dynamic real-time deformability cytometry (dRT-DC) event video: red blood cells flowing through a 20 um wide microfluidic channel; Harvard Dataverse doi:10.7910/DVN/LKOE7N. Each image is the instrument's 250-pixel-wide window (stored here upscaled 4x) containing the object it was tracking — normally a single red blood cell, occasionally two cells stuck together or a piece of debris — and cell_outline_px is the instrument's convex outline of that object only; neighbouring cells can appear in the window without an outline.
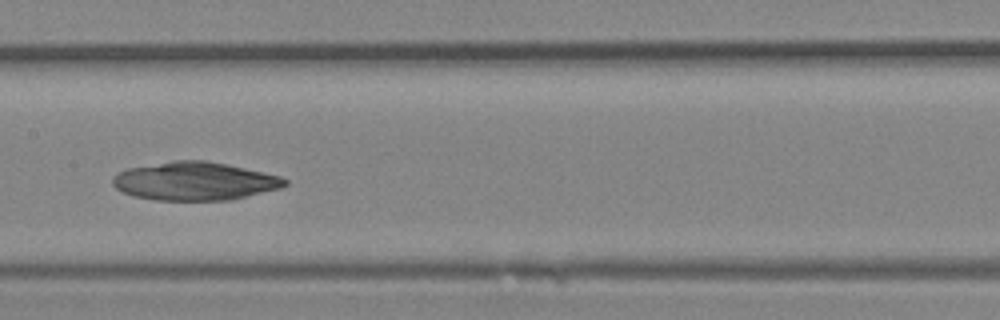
{"species": "Egyptian fruit bat (a non-hibernating species)", "species_latin": "Rousettus aegyptiacus", "temperature_condition": "room temperature", "stored_images_in_passage": 28, "camera_frame_rate_fps": 3000, "um_per_image_px": 0.085, "animal": {"sex": "female"}, "frame": {"image": 1, "passage_image": 15, "time_ms": 4.667, "image_size_px": [1000, 320], "cell_outline_px": [[288, 184], [280, 188], [232, 200], [156, 200], [132, 196], [116, 188], [112, 184], [112, 176], [116, 172], [128, 168], [172, 160], [204, 160], [264, 172], [280, 176], [288, 180]], "centroid_in_image_um": [16.52, 15.4], "position_along_channel_um": 190.9, "area_um2": 38.49}}
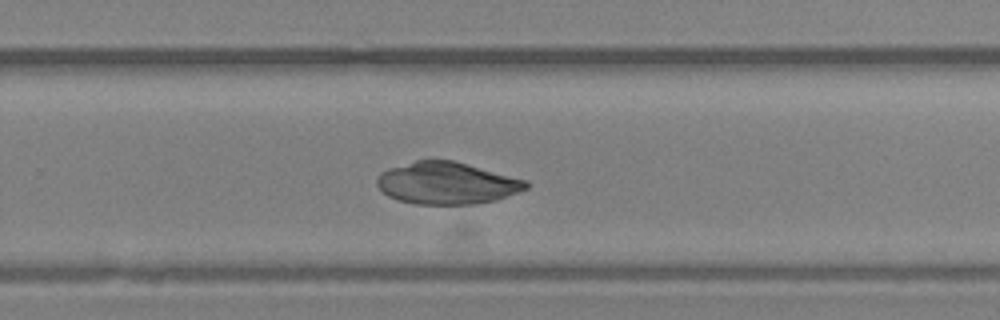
{"frame": {"image": 2, "passage_image": 20, "time_ms": 6.333, "image_size_px": [1000, 320], "cell_outline_px": [[532, 184], [528, 188], [496, 200], [476, 204], [416, 204], [400, 200], [388, 196], [376, 184], [376, 180], [380, 172], [388, 168], [416, 160], [452, 160], [528, 180]], "centroid_in_image_um": [38.0, 15.56], "position_along_channel_um": 291.8, "area_um2": 36.53}}
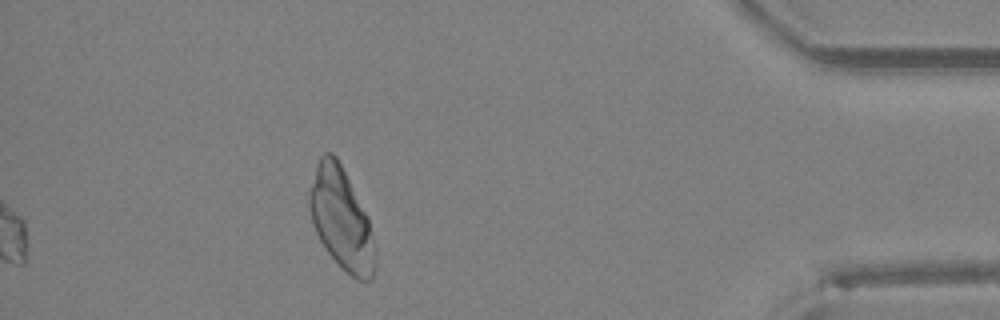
{"frame": {"image": 3, "passage_image": 28, "time_ms": 9.0, "image_size_px": [1000, 320], "cell_outline_px": [[376, 260], [372, 280], [356, 280], [324, 248], [312, 224], [308, 204], [308, 192], [316, 164], [320, 156], [324, 152], [332, 152], [336, 156], [368, 216], [376, 252]], "centroid_in_image_um": [29.0, 18.59], "position_along_channel_um": 406.2, "area_um2": 38.73}}